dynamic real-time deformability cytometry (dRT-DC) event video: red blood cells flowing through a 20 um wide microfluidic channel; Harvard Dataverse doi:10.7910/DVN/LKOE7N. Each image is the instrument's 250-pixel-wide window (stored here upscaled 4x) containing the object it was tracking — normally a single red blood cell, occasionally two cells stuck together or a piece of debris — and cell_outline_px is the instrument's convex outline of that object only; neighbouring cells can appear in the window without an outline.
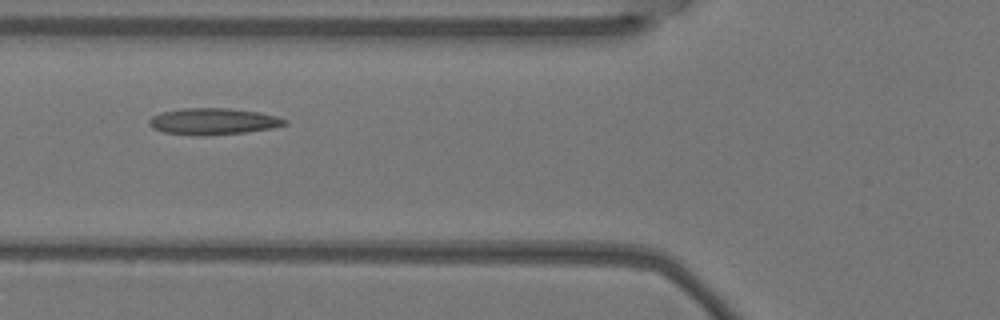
{"species": "Egyptian fruit bat (a non-hibernating species)", "species_latin": "Rousettus aegyptiacus", "temperature_condition": "warm", "stored_images_in_passage": 4, "camera_frame_rate_fps": 3000, "um_per_image_px": 0.085, "animal": {"sex": "female"}, "frame": {"image": 1, "passage_image": 2, "time_ms": 0.333, "image_size_px": [1000, 320], "cell_outline_px": [[288, 124], [272, 128], [244, 132], [200, 136], [192, 136], [164, 132], [152, 128], [148, 124], [148, 120], [152, 116], [160, 112], [180, 108], [228, 108], [260, 112], [276, 116], [288, 120]], "centroid_in_image_um": [18.09, 10.31], "position_along_channel_um": 107.7, "area_um2": 21.15}}
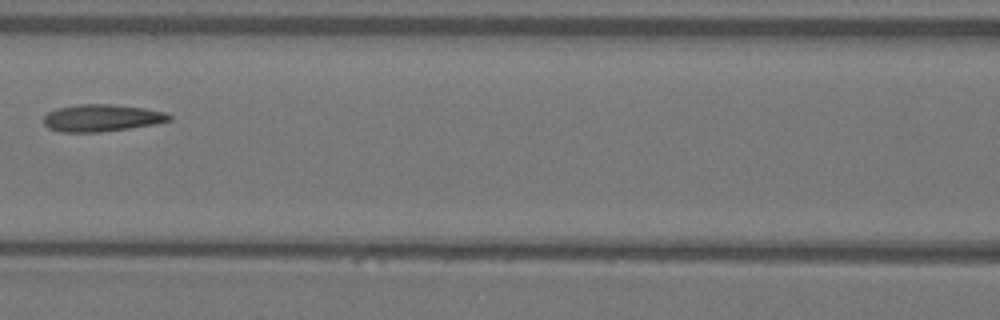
{"frame": {"image": 2, "passage_image": 3, "time_ms": 0.667, "image_size_px": [1000, 320], "cell_outline_px": [[172, 120], [156, 124], [100, 132], [60, 132], [48, 128], [44, 124], [44, 116], [48, 112], [56, 108], [76, 104], [112, 104], [144, 108], [164, 112], [172, 116]], "centroid_in_image_um": [8.63, 10.02], "position_along_channel_um": 158.0, "area_um2": 19.94}}
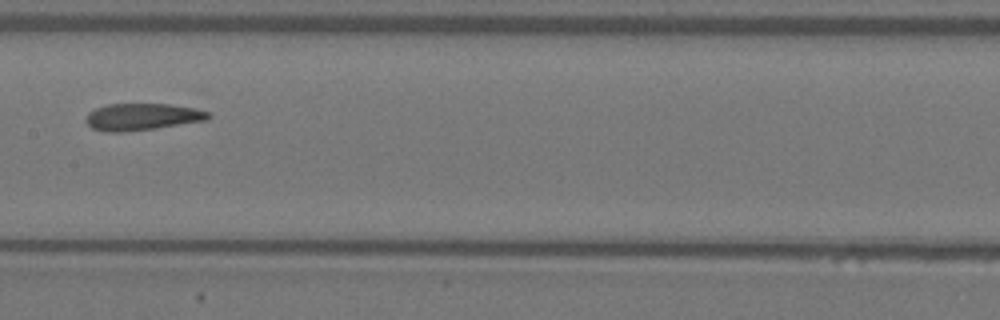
{"frame": {"image": 3, "passage_image": 4, "time_ms": 1.0, "image_size_px": [1000, 320], "cell_outline_px": [[212, 116], [208, 120], [156, 128], [124, 132], [108, 132], [92, 128], [88, 124], [88, 112], [96, 108], [108, 104], [168, 104], [196, 108], [208, 112]], "centroid_in_image_um": [12.13, 9.93], "position_along_channel_um": 195.3, "area_um2": 19.07}}